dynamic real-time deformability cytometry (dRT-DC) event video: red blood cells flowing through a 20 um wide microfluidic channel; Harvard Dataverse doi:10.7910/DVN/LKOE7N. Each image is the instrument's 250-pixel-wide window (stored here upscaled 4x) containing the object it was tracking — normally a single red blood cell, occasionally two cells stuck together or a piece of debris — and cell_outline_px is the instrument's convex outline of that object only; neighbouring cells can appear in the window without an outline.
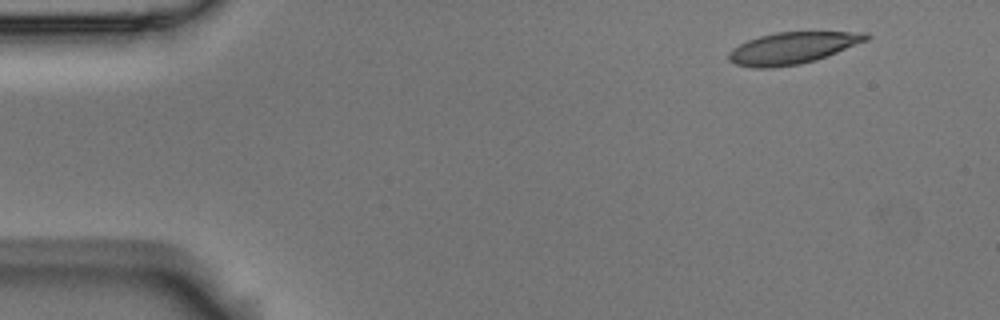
{"species": "Egyptian fruit bat (a non-hibernating species)", "species_latin": "Rousettus aegyptiacus", "temperature_condition": "room temperature", "stored_images_in_passage": 3, "camera_frame_rate_fps": 3000, "um_per_image_px": 0.085, "animal": {"sex": "male"}, "frame": {"image": 1, "passage_image": 1, "time_ms": 0.0, "image_size_px": [1000, 320], "cell_outline_px": [[872, 36], [868, 40], [816, 60], [800, 64], [772, 68], [752, 68], [736, 64], [728, 60], [728, 52], [732, 48], [748, 40], [760, 36], [776, 32], [868, 32]], "centroid_in_image_um": [67.35, 4.08], "position_along_channel_um": 17.6, "area_um2": 25.43}}